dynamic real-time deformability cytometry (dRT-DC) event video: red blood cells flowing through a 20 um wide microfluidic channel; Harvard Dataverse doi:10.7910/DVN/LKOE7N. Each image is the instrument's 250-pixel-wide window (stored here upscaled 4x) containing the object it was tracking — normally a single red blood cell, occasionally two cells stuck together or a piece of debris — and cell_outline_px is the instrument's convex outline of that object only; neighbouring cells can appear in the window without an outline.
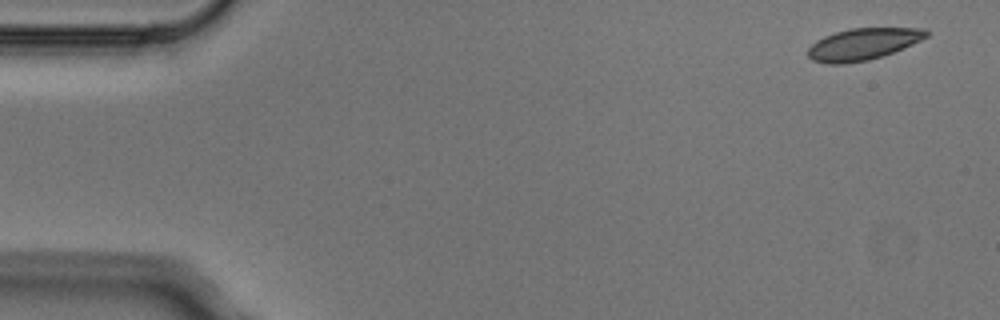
{"species": "Egyptian fruit bat (a non-hibernating species)", "species_latin": "Rousettus aegyptiacus", "temperature_condition": "cold", "stored_images_in_passage": 5, "camera_frame_rate_fps": 3000, "um_per_image_px": 0.085, "animal": {"sex": "male"}, "frame": {"image": 1, "passage_image": 1, "time_ms": 0.0, "image_size_px": [1000, 320], "cell_outline_px": [[932, 32], [928, 36], [912, 44], [892, 52], [868, 60], [844, 64], [828, 64], [812, 60], [808, 56], [808, 48], [816, 40], [824, 36], [836, 32], [852, 28], [928, 28]], "centroid_in_image_um": [73.36, 3.74], "position_along_channel_um": 11.6, "area_um2": 21.85}}
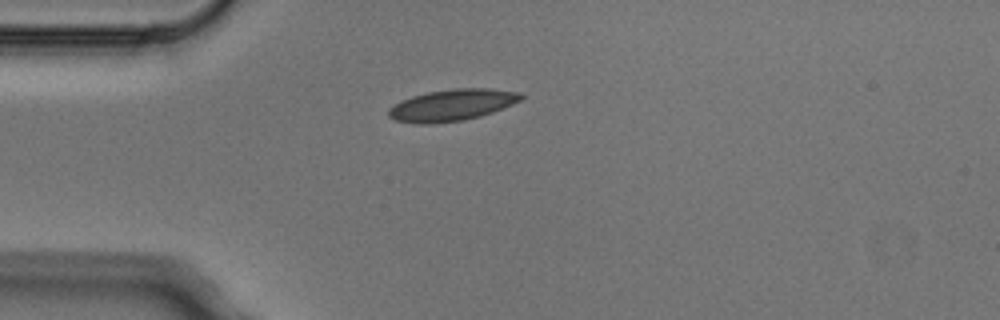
{"frame": {"image": 2, "passage_image": 4, "time_ms": 1.0, "image_size_px": [1000, 320], "cell_outline_px": [[524, 96], [520, 100], [512, 104], [492, 112], [480, 116], [464, 120], [432, 124], [416, 124], [396, 120], [388, 116], [388, 108], [412, 96], [428, 92], [452, 88], [488, 88], [520, 92]], "centroid_in_image_um": [38.42, 8.93], "position_along_channel_um": 46.6, "area_um2": 24.28}}